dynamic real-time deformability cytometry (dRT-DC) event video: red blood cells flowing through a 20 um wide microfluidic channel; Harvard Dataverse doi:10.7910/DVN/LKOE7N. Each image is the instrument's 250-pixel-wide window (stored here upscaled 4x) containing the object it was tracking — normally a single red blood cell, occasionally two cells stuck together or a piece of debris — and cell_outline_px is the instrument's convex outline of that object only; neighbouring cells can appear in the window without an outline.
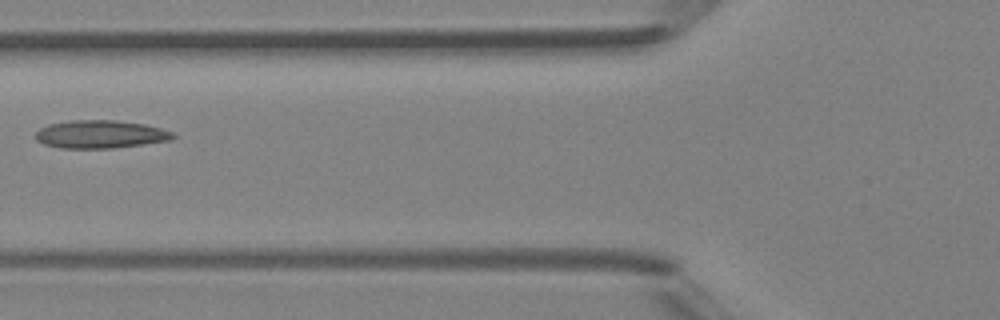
{"species": "Egyptian fruit bat (a non-hibernating species)", "species_latin": "Rousettus aegyptiacus", "temperature_condition": "room temperature", "stored_images_in_passage": 4, "camera_frame_rate_fps": 3000, "um_per_image_px": 0.085, "animal": {"sex": "female"}, "frame": {"image": 1, "passage_image": 3, "time_ms": 2.333, "image_size_px": [1000, 320], "cell_outline_px": [[176, 136], [172, 140], [144, 144], [112, 148], [64, 148], [44, 144], [36, 140], [32, 136], [40, 128], [48, 124], [68, 120], [116, 120], [144, 124], [160, 128], [172, 132]], "centroid_in_image_um": [8.5, 11.41], "position_along_channel_um": 117.3, "area_um2": 22.54}}
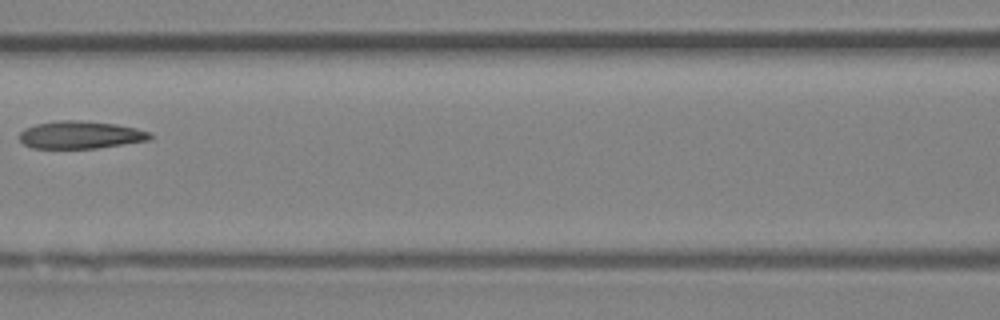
{"frame": {"image": 2, "passage_image": 4, "time_ms": 3.333, "image_size_px": [1000, 320], "cell_outline_px": [[152, 140], [96, 148], [32, 148], [24, 144], [20, 140], [20, 132], [24, 128], [36, 124], [60, 120], [76, 120], [116, 124], [136, 128], [152, 132]], "centroid_in_image_um": [6.87, 11.46], "position_along_channel_um": 159.7, "area_um2": 21.04}}